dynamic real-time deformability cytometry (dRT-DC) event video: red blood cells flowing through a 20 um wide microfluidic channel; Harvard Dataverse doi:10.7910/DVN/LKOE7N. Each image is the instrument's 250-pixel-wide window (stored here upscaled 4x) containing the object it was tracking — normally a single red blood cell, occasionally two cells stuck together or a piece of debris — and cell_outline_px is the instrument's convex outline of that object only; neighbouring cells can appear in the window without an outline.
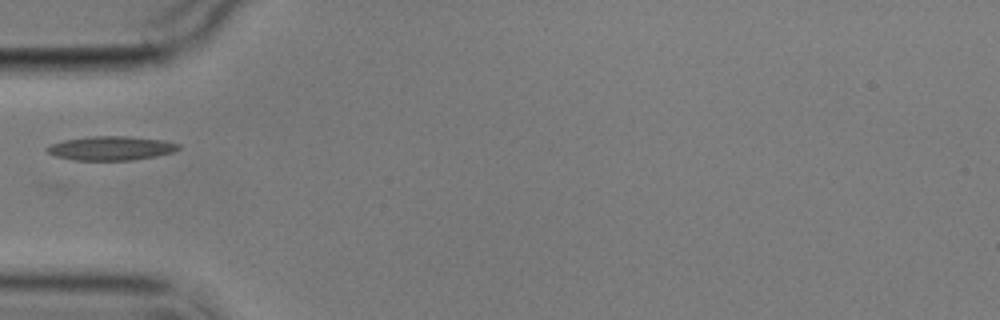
{"species": "common noctule bat (a hibernating species)", "species_latin": "Nyctalus noctula", "temperature_condition": "cold", "stored_images_in_passage": 13, "camera_frame_rate_fps": 3000, "um_per_image_px": 0.085, "animal": {"sex": "male", "body_mass_g": 17.9}, "frame": {"image": 1, "passage_image": 6, "time_ms": 7.333, "image_size_px": [1000, 320], "cell_outline_px": [[180, 148], [172, 152], [156, 156], [132, 160], [72, 160], [56, 156], [48, 152], [44, 148], [52, 144], [64, 140], [92, 136], [124, 136], [164, 140], [180, 144]], "centroid_in_image_um": [9.44, 12.6], "position_along_channel_um": 75.6, "area_um2": 18.32}}
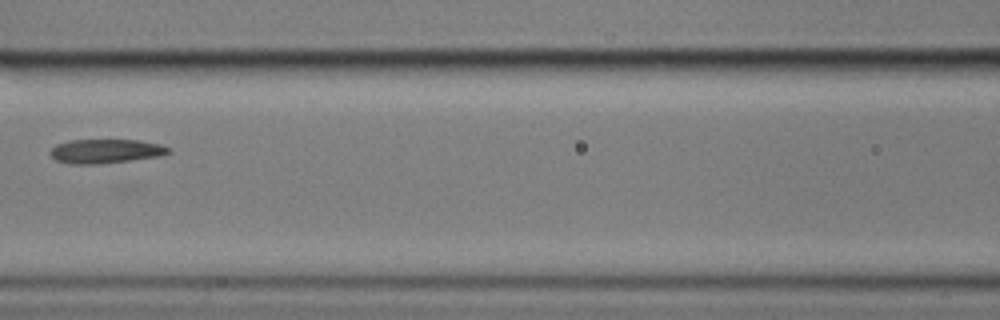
{"frame": {"image": 2, "passage_image": 8, "time_ms": 9.667, "image_size_px": [1000, 320], "cell_outline_px": [[172, 152], [160, 156], [96, 164], [68, 164], [56, 160], [48, 152], [56, 144], [68, 140], [140, 140], [160, 144], [168, 148]], "centroid_in_image_um": [8.94, 12.84], "position_along_channel_um": 157.7, "area_um2": 16.59}}
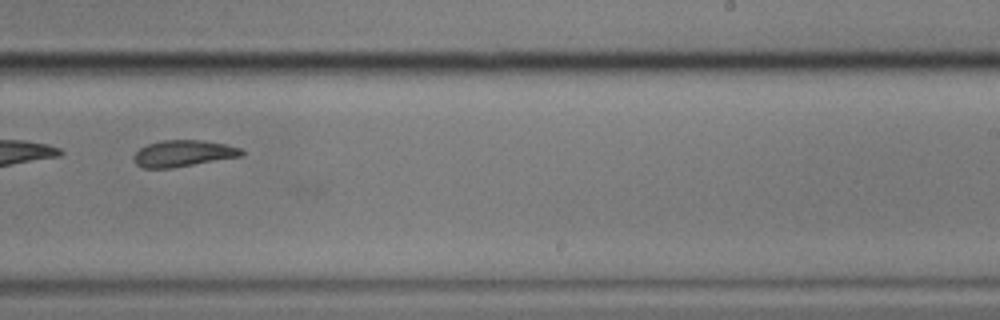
{"frame": {"image": 3, "passage_image": 11, "time_ms": 13.0, "image_size_px": [1000, 320], "cell_outline_px": [[244, 156], [172, 168], [144, 168], [136, 164], [132, 160], [132, 156], [140, 148], [148, 144], [164, 140], [200, 140], [224, 144], [240, 148], [244, 152]], "centroid_in_image_um": [15.56, 13.05], "position_along_channel_um": 273.4, "area_um2": 16.65}}